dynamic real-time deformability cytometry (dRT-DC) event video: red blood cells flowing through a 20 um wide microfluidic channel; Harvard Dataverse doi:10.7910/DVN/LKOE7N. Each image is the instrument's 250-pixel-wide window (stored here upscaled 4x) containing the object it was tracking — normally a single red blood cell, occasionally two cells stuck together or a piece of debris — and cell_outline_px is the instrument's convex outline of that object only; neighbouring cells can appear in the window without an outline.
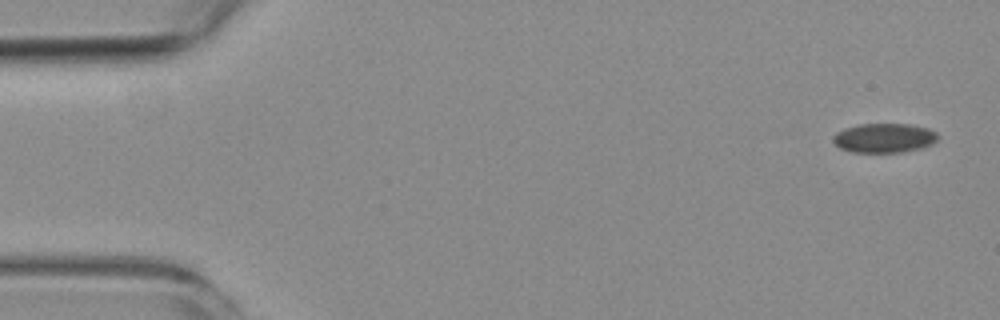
{"species": "common noctule bat (a hibernating species)", "species_latin": "Nyctalus noctula", "temperature_condition": "room temperature", "stored_images_in_passage": 6, "camera_frame_rate_fps": 3000, "um_per_image_px": 0.085, "animal": {"sex": "female", "body_mass_g": 19.3, "forearm_length_mm": 54.1}, "frame": {"image": 1, "passage_image": 1, "time_ms": 0.0, "image_size_px": [1000, 320], "cell_outline_px": [[940, 136], [932, 144], [920, 148], [904, 152], [852, 152], [840, 148], [832, 140], [832, 136], [836, 132], [844, 128], [860, 124], [912, 124], [928, 128], [936, 132]], "centroid_in_image_um": [75.16, 11.72], "position_along_channel_um": 9.8, "area_um2": 18.03}}
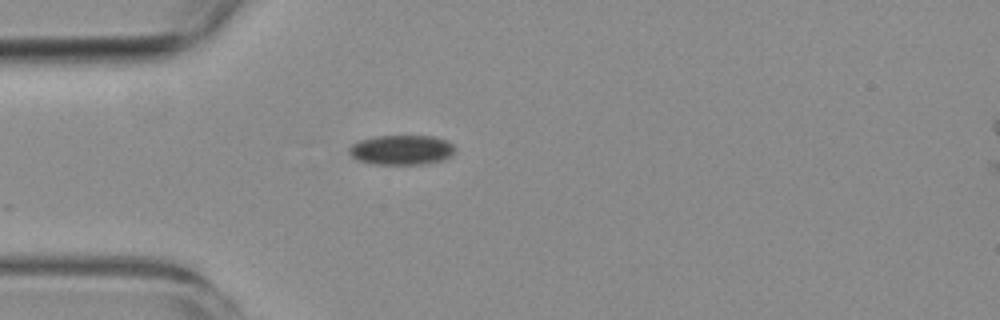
{"frame": {"image": 2, "passage_image": 5, "time_ms": 4.667, "image_size_px": [1000, 320], "cell_outline_px": [[456, 152], [452, 156], [444, 160], [424, 164], [376, 164], [356, 160], [348, 152], [348, 148], [352, 144], [360, 140], [376, 136], [432, 136], [444, 140], [452, 144]], "centroid_in_image_um": [34.13, 12.75], "position_along_channel_um": 50.9, "area_um2": 18.44}}